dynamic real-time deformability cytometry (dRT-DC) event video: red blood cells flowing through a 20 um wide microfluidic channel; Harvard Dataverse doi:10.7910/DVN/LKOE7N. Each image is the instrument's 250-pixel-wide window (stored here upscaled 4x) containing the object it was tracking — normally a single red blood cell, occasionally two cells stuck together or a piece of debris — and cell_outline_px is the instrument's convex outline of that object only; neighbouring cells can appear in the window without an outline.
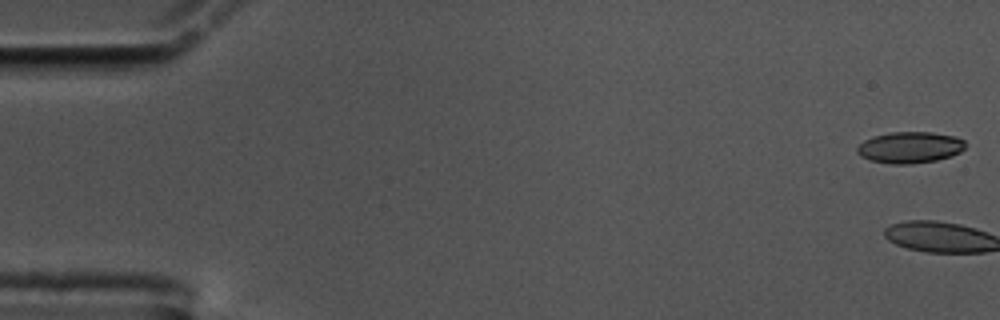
{"species": "common noctule bat (a hibernating species)", "species_latin": "Nyctalus noctula", "temperature_condition": "cold", "stored_images_in_passage": 3, "camera_frame_rate_fps": 3000, "um_per_image_px": 0.085, "animal": {"sex": "male", "body_mass_g": 17.5, "forearm_length_mm": 52.3}, "frame": {"image": 1, "passage_image": 1, "time_ms": 0.0, "image_size_px": [1000, 320], "cell_outline_px": [[964, 148], [960, 152], [952, 156], [936, 160], [908, 164], [892, 164], [868, 160], [860, 156], [856, 152], [856, 148], [864, 140], [872, 136], [892, 132], [932, 132], [956, 136], [964, 140]], "centroid_in_image_um": [77.32, 12.53], "position_along_channel_um": 7.7, "area_um2": 19.88}}